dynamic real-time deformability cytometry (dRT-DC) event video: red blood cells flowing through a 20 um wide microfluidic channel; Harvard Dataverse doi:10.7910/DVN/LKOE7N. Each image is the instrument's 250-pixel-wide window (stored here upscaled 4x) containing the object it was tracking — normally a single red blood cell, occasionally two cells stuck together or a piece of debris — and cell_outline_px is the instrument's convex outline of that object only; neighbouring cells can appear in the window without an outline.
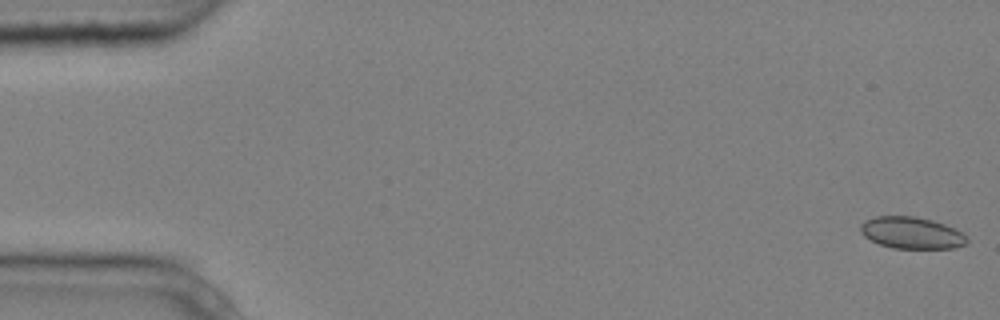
{"species": "common noctule bat (a hibernating species)", "species_latin": "Nyctalus noctula", "temperature_condition": "cold", "stored_images_in_passage": 6, "camera_frame_rate_fps": 3000, "um_per_image_px": 0.085, "animal": {"sex": "male", "body_mass_g": 20.4}, "frame": {"image": 1, "passage_image": 1, "time_ms": 0.0, "image_size_px": [1000, 320], "cell_outline_px": [[968, 240], [964, 244], [956, 248], [892, 248], [880, 244], [864, 236], [860, 232], [860, 224], [864, 220], [876, 216], [916, 216], [932, 220], [944, 224], [960, 232]], "centroid_in_image_um": [77.43, 19.78], "position_along_channel_um": 7.6, "area_um2": 19.54}}
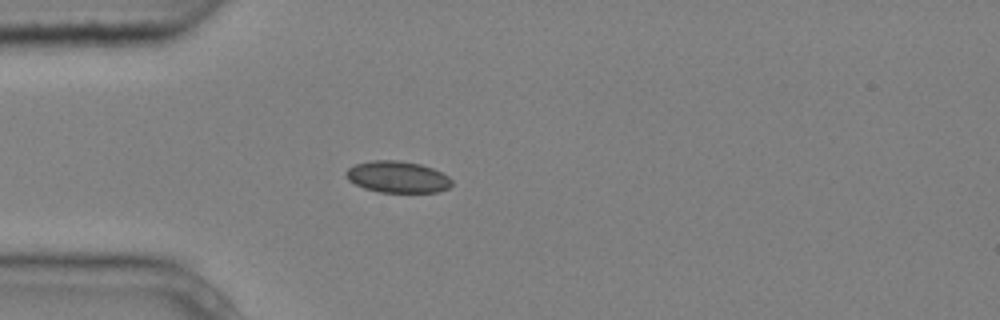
{"frame": {"image": 2, "passage_image": 5, "time_ms": 1.333, "image_size_px": [1000, 320], "cell_outline_px": [[452, 184], [448, 188], [440, 192], [380, 192], [364, 188], [348, 180], [344, 176], [344, 172], [348, 168], [356, 164], [372, 160], [400, 160], [420, 164], [432, 168], [448, 176], [452, 180]], "centroid_in_image_um": [33.77, 15.04], "position_along_channel_um": 51.2, "area_um2": 19.54}}